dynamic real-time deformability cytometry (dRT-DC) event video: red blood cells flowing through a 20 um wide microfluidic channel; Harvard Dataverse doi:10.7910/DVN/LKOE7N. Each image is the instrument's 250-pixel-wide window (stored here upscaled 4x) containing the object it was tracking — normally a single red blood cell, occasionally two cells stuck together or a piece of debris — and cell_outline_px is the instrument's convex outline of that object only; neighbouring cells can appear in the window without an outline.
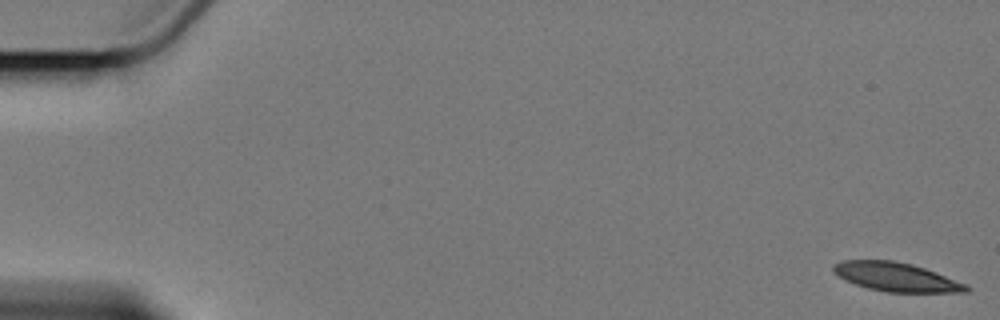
{"species": "Egyptian fruit bat (a non-hibernating species)", "species_latin": "Rousettus aegyptiacus", "temperature_condition": "cold", "stored_images_in_passage": 7, "camera_frame_rate_fps": 3000, "um_per_image_px": 0.085, "animal": {"sex": "female"}, "frame": {"image": 1, "passage_image": 1, "time_ms": 0.0, "image_size_px": [1000, 320], "cell_outline_px": [[972, 288], [968, 292], [884, 292], [868, 288], [844, 280], [832, 272], [832, 264], [844, 260], [892, 260], [912, 264], [936, 272], [968, 284]], "centroid_in_image_um": [76.18, 23.54], "position_along_channel_um": 8.8, "area_um2": 22.54}}